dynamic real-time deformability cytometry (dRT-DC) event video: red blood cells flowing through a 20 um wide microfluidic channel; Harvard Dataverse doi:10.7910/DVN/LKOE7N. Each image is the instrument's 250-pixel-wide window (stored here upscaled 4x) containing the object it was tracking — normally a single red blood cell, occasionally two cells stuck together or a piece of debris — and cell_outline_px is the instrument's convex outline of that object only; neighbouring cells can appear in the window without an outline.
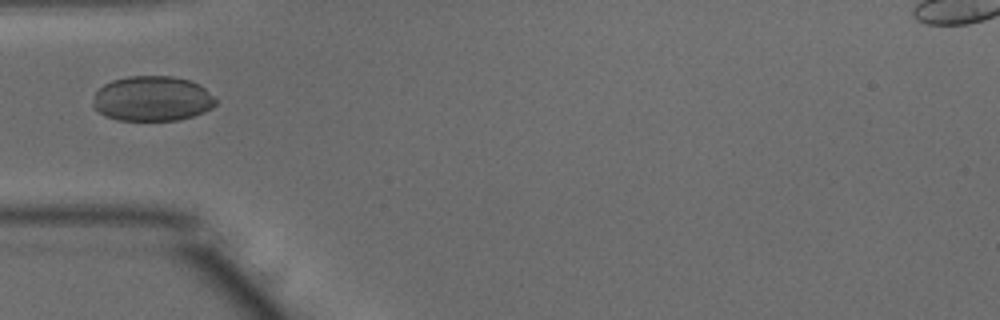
{"species": "common noctule bat (a hibernating species)", "species_latin": "Nyctalus noctula", "temperature_condition": "warm", "stored_images_in_passage": 7, "camera_frame_rate_fps": 3000, "um_per_image_px": 0.085, "animal": {"sex": "male", "body_mass_g": 15.6}, "frame": {"image": 1, "passage_image": 1, "time_ms": 0.0, "image_size_px": [1000, 320], "cell_outline_px": [[216, 104], [212, 108], [204, 112], [180, 120], [116, 120], [104, 116], [92, 108], [92, 104], [96, 92], [104, 84], [112, 80], [128, 76], [172, 76], [188, 80], [200, 84], [216, 100]], "centroid_in_image_um": [12.91, 8.39], "position_along_channel_um": 72.1, "area_um2": 32.37}}